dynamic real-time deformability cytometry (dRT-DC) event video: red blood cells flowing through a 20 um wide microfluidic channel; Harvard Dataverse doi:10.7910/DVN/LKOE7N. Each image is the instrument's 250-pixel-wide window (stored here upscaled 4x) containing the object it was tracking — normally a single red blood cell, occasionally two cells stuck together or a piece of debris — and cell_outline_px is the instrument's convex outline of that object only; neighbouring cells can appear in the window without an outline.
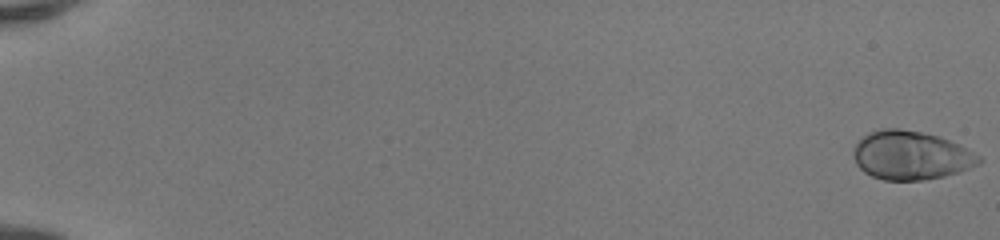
{"species": "human", "species_latin": "Homo sapiens", "temperature_condition": "room temperature", "stored_images_in_passage": 51, "camera_frame_rate_fps": 3000, "um_per_image_px": 0.085, "donor": {"sex": "female"}, "frame": {"image": 1, "passage_image": 1, "time_ms": 0.0, "image_size_px": [1000, 240], "cell_outline_px": [[984, 160], [980, 164], [960, 172], [944, 176], [924, 180], [884, 180], [872, 176], [864, 172], [856, 164], [852, 156], [852, 148], [868, 132], [880, 128], [900, 128], [920, 132], [936, 136], [960, 144], [980, 156]], "centroid_in_image_um": [77.42, 13.21], "position_along_channel_um": 7.6, "area_um2": 35.89}}
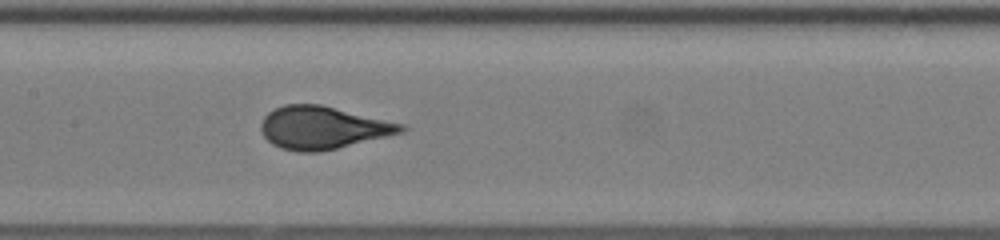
{"frame": {"image": 2, "passage_image": 28, "time_ms": 9.0, "image_size_px": [1000, 240], "cell_outline_px": [[408, 128], [404, 132], [320, 152], [296, 152], [280, 148], [272, 144], [264, 136], [260, 128], [260, 124], [264, 116], [268, 112], [284, 104], [320, 104], [408, 124]], "centroid_in_image_um": [27.46, 10.85], "position_along_channel_um": 179.9, "area_um2": 35.2}}
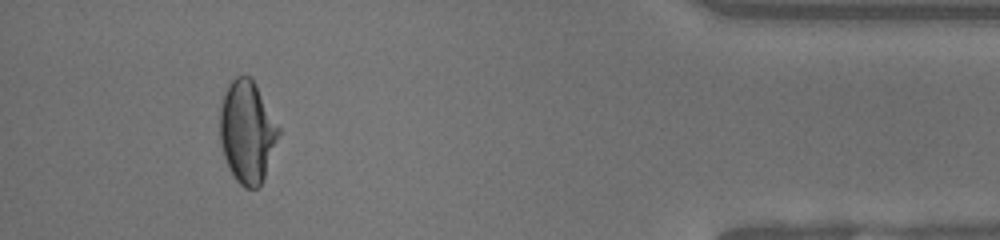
{"frame": {"image": 3, "passage_image": 48, "time_ms": 15.667, "image_size_px": [1000, 240], "cell_outline_px": [[280, 132], [264, 180], [256, 188], [244, 188], [236, 180], [228, 168], [220, 144], [220, 108], [224, 92], [228, 84], [236, 76], [252, 76], [280, 128]], "centroid_in_image_um": [21.01, 11.2], "position_along_channel_um": 414.2, "area_um2": 35.2}, "authors_computed_cell_mechanics": {"area_um2": 34.5644, "velocity_mm_per_s": 4.1977, "shape_relaxation_time_tau1_ms": 4.8204, "shape_relaxation_time_tau2_ms": null, "deformation_change_tau1": 0.2011, "deformation_change_tau2": null}}